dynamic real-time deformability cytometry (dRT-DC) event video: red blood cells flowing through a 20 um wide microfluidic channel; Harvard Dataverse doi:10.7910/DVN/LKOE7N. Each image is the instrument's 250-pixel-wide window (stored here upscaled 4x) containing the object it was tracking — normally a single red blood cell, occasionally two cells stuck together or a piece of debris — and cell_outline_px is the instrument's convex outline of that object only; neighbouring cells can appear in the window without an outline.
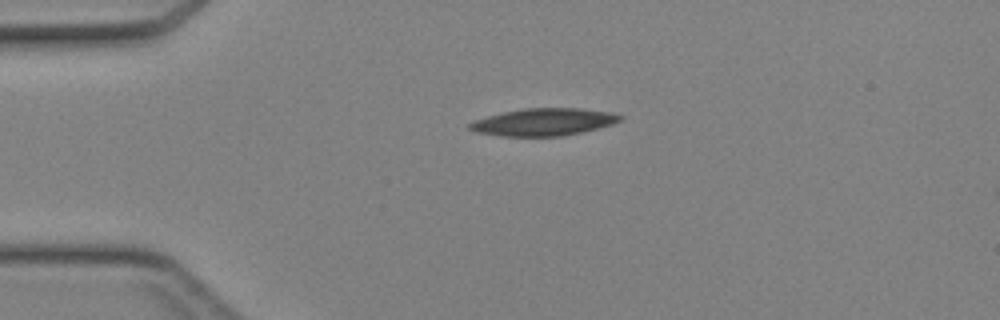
{"species": "Egyptian fruit bat (a non-hibernating species)", "species_latin": "Rousettus aegyptiacus", "temperature_condition": "cold", "stored_images_in_passage": 36, "camera_frame_rate_fps": 3000, "um_per_image_px": 0.085, "animal": {"sex": "female"}, "frame": {"image": 1, "passage_image": 1, "time_ms": 0.0, "image_size_px": [1000, 320], "cell_outline_px": [[624, 116], [620, 120], [612, 124], [580, 132], [560, 136], [500, 136], [476, 132], [468, 128], [468, 124], [476, 120], [488, 116], [504, 112], [524, 108], [580, 108], [612, 112]], "centroid_in_image_um": [46.21, 10.36], "position_along_channel_um": 38.8, "area_um2": 23.76}}
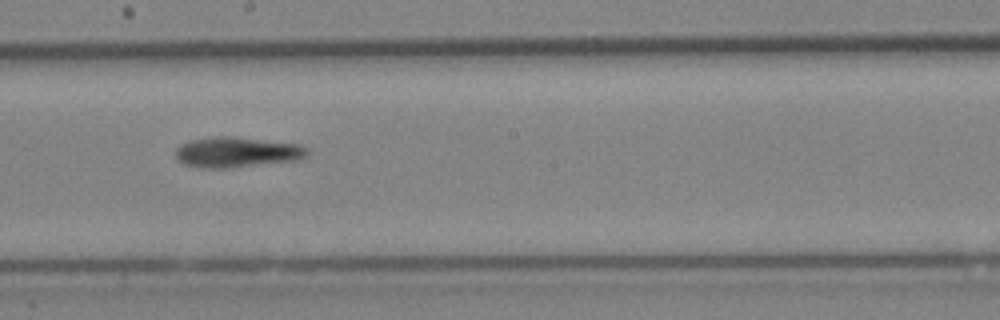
{"frame": {"image": 2, "passage_image": 16, "time_ms": 5.0, "image_size_px": [1000, 320], "cell_outline_px": [[308, 156], [296, 160], [228, 168], [200, 168], [184, 164], [176, 156], [176, 148], [180, 144], [192, 140], [216, 136], [236, 136], [300, 144], [308, 148]], "centroid_in_image_um": [20.16, 12.93], "position_along_channel_um": 228.0, "area_um2": 23.41}}
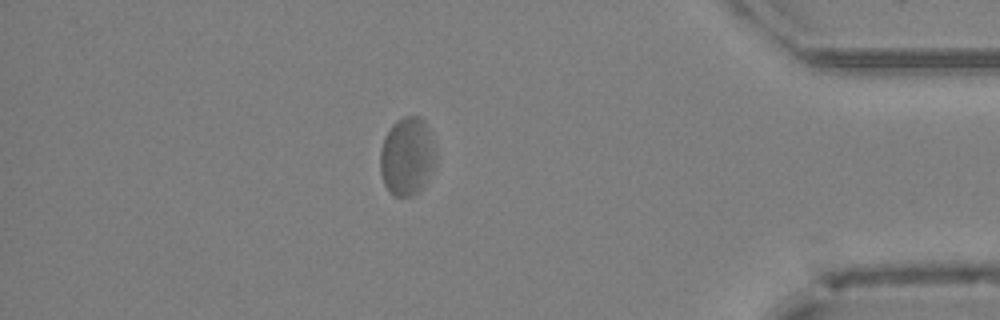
{"frame": {"image": 3, "passage_image": 30, "time_ms": 9.667, "image_size_px": [1000, 320], "cell_outline_px": [[432, 168], [424, 184], [412, 196], [396, 196], [388, 192], [384, 184], [380, 172], [380, 152], [384, 136], [392, 124], [396, 120], [404, 116], [420, 116], [424, 120], [428, 128], [432, 148]], "centroid_in_image_um": [34.52, 13.28], "position_along_channel_um": 400.7, "area_um2": 24.68}}